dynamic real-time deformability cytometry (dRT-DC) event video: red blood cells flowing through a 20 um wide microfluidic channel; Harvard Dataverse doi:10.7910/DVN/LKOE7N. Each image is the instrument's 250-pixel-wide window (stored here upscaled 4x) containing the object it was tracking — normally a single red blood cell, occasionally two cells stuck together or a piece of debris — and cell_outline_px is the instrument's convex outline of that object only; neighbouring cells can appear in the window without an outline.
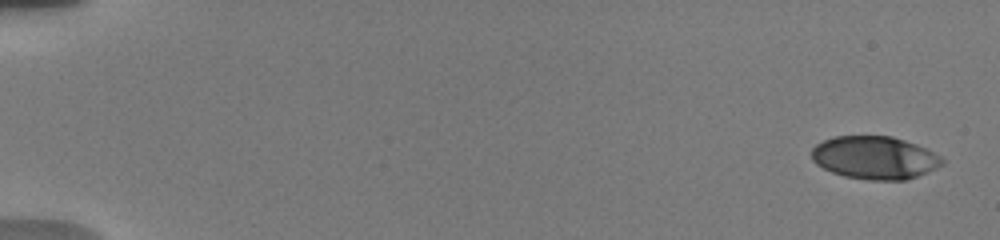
{"species": "human", "species_latin": "Homo sapiens", "temperature_condition": "warm", "stored_images_in_passage": 27, "camera_frame_rate_fps": 3000, "um_per_image_px": 0.085, "donor": {"sex": "male"}, "frame": {"image": 1, "passage_image": 1, "time_ms": 0.0, "image_size_px": [1000, 240], "cell_outline_px": [[944, 164], [928, 172], [908, 180], [868, 180], [844, 176], [832, 172], [816, 164], [812, 160], [812, 148], [816, 144], [824, 140], [836, 136], [892, 136], [916, 144], [940, 156], [944, 160]], "centroid_in_image_um": [74.35, 13.41], "position_along_channel_um": 10.6, "area_um2": 32.66}}
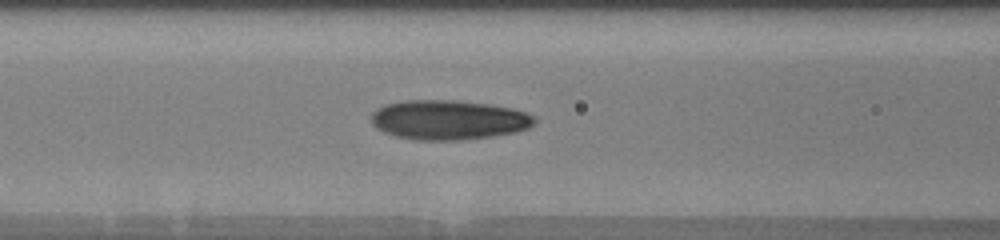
{"frame": {"image": 2, "passage_image": 9, "time_ms": 7.667, "image_size_px": [1000, 240], "cell_outline_px": [[536, 120], [528, 128], [516, 132], [492, 136], [460, 140], [420, 140], [396, 136], [384, 132], [376, 128], [372, 124], [372, 112], [376, 108], [384, 104], [404, 100], [456, 100], [488, 104], [512, 108], [536, 116]], "centroid_in_image_um": [38.11, 10.18], "position_along_channel_um": 128.5, "area_um2": 37.74}}
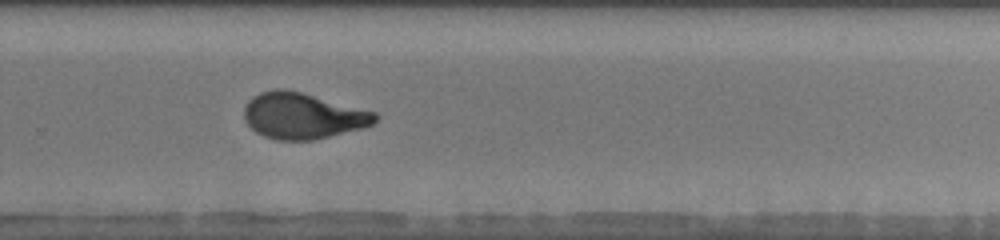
{"frame": {"image": 3, "passage_image": 19, "time_ms": 12.333, "image_size_px": [1000, 240], "cell_outline_px": [[380, 116], [372, 124], [364, 128], [312, 140], [276, 140], [264, 136], [256, 132], [244, 120], [244, 104], [252, 96], [260, 92], [276, 88], [284, 88], [300, 92], [376, 112]], "centroid_in_image_um": [25.71, 9.84], "position_along_channel_um": 304.1, "area_um2": 35.2}, "authors_computed_cell_mechanics": {"area_um2": 35.3158, "velocity_mm_per_s": 3.7712, "shape_relaxation_time_tau1_ms": 4.3008, "shape_relaxation_time_tau2_ms": 0.989, "deformation_change_tau1": 0.1899, "deformation_change_tau2": 0.0642}}